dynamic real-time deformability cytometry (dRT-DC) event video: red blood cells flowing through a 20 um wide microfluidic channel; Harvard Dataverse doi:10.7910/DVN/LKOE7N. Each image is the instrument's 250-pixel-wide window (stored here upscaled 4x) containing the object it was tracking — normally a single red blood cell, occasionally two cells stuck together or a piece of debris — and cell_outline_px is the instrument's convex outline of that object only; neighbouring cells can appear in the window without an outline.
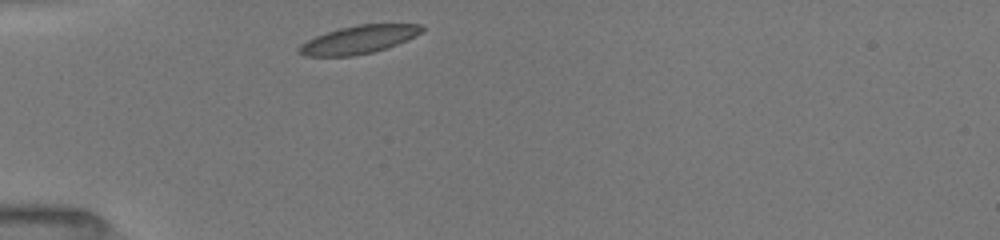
{"species": "common noctule bat (a hibernating species)", "species_latin": "Nyctalus noctula", "temperature_condition": "room temperature", "stored_images_in_passage": 10, "camera_frame_rate_fps": 3000, "um_per_image_px": 0.085, "animal": {"sex": "female", "body_mass_g": 19.5, "forearm_length_mm": 54.1}, "frame": {"image": 1, "passage_image": 1, "time_ms": 0.0, "image_size_px": [1000, 240], "cell_outline_px": [[424, 28], [420, 32], [396, 44], [372, 52], [352, 56], [304, 56], [296, 52], [296, 48], [300, 44], [316, 36], [340, 28], [360, 24], [420, 24]], "centroid_in_image_um": [30.4, 3.37], "position_along_channel_um": 54.6, "area_um2": 19.71}}
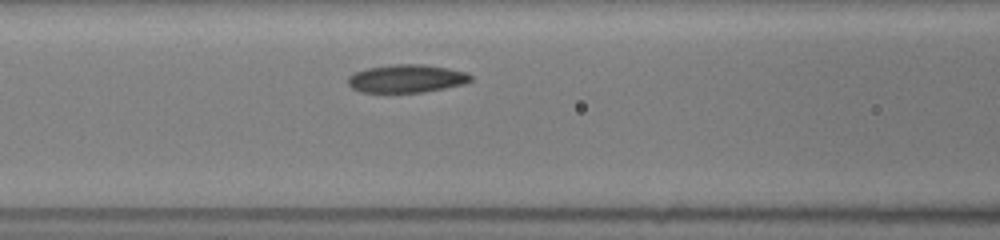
{"frame": {"image": 2, "passage_image": 6, "time_ms": 2.333, "image_size_px": [1000, 240], "cell_outline_px": [[472, 80], [464, 84], [424, 92], [360, 92], [352, 88], [348, 84], [348, 76], [356, 72], [368, 68], [392, 64], [424, 64], [448, 68], [468, 72], [472, 76]], "centroid_in_image_um": [34.58, 6.67], "position_along_channel_um": 132.0, "area_um2": 20.11}}
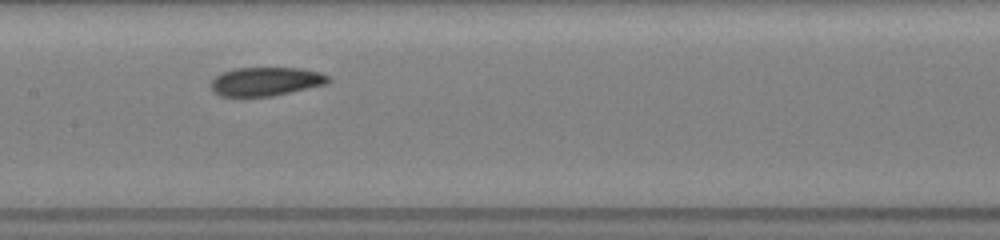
{"frame": {"image": 3, "passage_image": 9, "time_ms": 3.667, "image_size_px": [1000, 240], "cell_outline_px": [[332, 80], [324, 84], [272, 96], [220, 96], [212, 88], [212, 80], [216, 76], [224, 72], [236, 68], [300, 68], [320, 72], [328, 76]], "centroid_in_image_um": [22.61, 6.92], "position_along_channel_um": 184.8, "area_um2": 19.25}}